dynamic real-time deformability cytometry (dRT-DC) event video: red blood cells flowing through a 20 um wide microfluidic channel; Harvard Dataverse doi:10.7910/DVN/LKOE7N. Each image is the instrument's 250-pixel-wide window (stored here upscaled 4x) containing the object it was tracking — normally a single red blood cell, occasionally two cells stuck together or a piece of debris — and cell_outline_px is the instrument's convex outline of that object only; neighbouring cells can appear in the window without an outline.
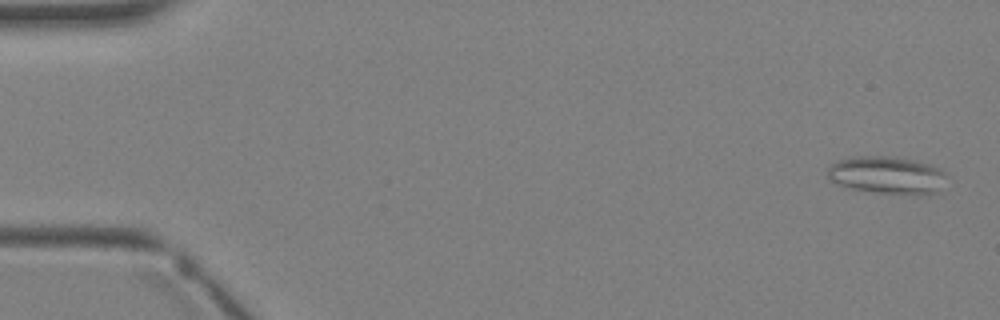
{"species": "Egyptian fruit bat (a non-hibernating species)", "species_latin": "Rousettus aegyptiacus", "temperature_condition": "warm", "stored_images_in_passage": 4, "camera_frame_rate_fps": 3000, "um_per_image_px": 0.085, "animal": {"sex": "female"}, "frame": {"image": 1, "passage_image": 1, "time_ms": 0.0, "image_size_px": [1000, 320], "cell_outline_px": [[944, 176], [936, 192], [928, 196], [876, 192], [852, 188], [840, 184], [832, 180], [828, 176], [828, 168], [836, 160], [848, 156], [888, 156], [912, 160], [932, 164], [940, 168], [944, 172]], "centroid_in_image_um": [75.39, 14.87], "position_along_channel_um": 9.6, "area_um2": 25.89}}